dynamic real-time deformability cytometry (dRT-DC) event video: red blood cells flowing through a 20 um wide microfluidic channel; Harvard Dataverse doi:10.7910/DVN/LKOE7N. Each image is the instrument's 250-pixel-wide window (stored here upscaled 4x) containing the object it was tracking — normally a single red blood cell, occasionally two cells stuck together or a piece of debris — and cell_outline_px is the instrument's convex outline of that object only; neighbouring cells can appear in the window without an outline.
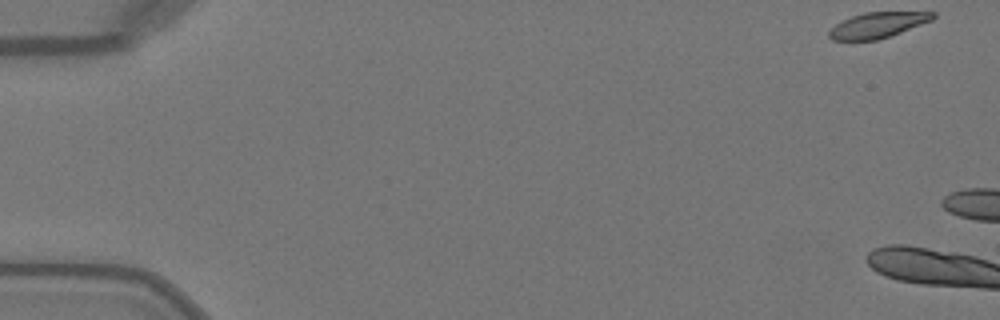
{"species": "Egyptian fruit bat (a non-hibernating species)", "species_latin": "Rousettus aegyptiacus", "temperature_condition": "warm", "stored_images_in_passage": 4, "camera_frame_rate_fps": 3000, "um_per_image_px": 0.085, "animal": {"sex": "female"}, "frame": {"image": 1, "passage_image": 1, "time_ms": 0.0, "image_size_px": [1000, 320], "cell_outline_px": [[936, 16], [932, 20], [900, 32], [876, 40], [832, 40], [828, 36], [828, 32], [836, 24], [852, 16], [864, 12], [936, 12]], "centroid_in_image_um": [74.6, 2.12], "position_along_channel_um": 10.4, "area_um2": 15.2}}